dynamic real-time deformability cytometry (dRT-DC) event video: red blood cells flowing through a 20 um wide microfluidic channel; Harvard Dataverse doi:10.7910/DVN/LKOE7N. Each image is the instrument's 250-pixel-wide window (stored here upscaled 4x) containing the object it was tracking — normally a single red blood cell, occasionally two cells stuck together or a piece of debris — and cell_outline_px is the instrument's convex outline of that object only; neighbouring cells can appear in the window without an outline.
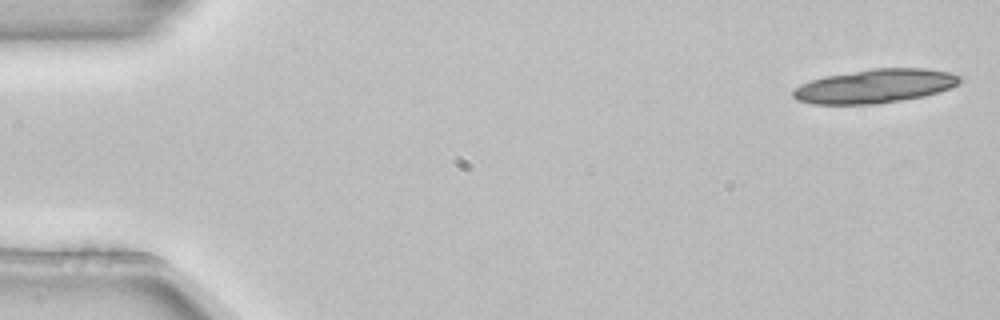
{"species": "common noctule bat (a hibernating species)", "species_latin": "Nyctalus noctula", "temperature_condition": "room temperature", "stored_images_in_passage": 5, "camera_frame_rate_fps": 3000, "um_per_image_px": 0.085, "animal": {"sex": "female", "body_mass_g": 22.7, "forearm_length_mm": 54.2}, "frame": {"image": 1, "passage_image": 1, "time_ms": 0.0, "image_size_px": [1000, 320], "cell_outline_px": [[964, 76], [956, 84], [948, 88], [924, 96], [880, 104], [812, 104], [796, 100], [792, 96], [792, 88], [800, 84], [824, 76], [872, 68], [924, 68], [948, 72]], "centroid_in_image_um": [74.32, 7.32], "position_along_channel_um": 10.7, "area_um2": 33.0}}